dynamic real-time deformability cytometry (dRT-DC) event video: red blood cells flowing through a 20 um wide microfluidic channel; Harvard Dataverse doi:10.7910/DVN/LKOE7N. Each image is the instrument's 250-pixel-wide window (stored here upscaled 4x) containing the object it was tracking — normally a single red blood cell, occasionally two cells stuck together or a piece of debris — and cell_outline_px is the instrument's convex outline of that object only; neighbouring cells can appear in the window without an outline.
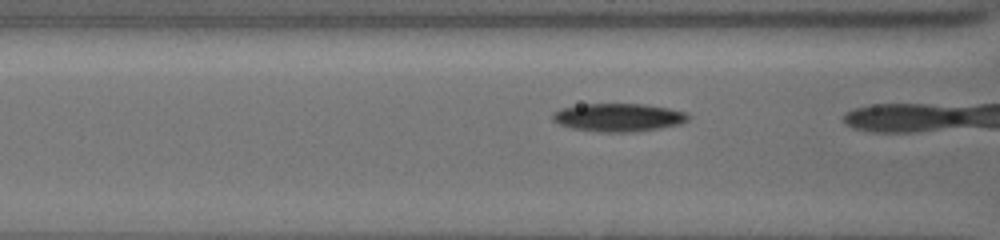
{"species": "common noctule bat (a hibernating species)", "species_latin": "Nyctalus noctula", "temperature_condition": "cold", "stored_images_in_passage": 31, "camera_frame_rate_fps": 3000, "um_per_image_px": 0.085, "animal": {"sex": "female", "body_mass_g": 19.5, "forearm_length_mm": 54.1}, "frame": {"image": 1, "passage_image": 29, "time_ms": 6.333, "image_size_px": [1000, 240], "cell_outline_px": [[688, 120], [680, 124], [660, 128], [636, 132], [596, 132], [572, 128], [560, 124], [552, 120], [552, 116], [556, 112], [564, 108], [584, 104], [640, 104], [668, 108], [684, 112], [688, 116]], "centroid_in_image_um": [52.57, 10.0], "position_along_channel_um": 114.0, "area_um2": 21.96}}